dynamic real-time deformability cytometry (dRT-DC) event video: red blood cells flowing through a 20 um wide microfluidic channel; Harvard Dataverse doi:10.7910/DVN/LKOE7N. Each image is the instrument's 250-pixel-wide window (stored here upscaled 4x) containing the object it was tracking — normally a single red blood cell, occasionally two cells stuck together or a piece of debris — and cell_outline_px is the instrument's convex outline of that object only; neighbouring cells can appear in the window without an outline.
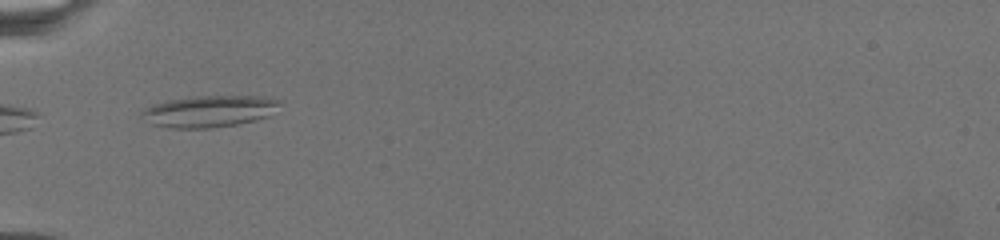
{"species": "common noctule bat (a hibernating species)", "species_latin": "Nyctalus noctula", "temperature_condition": "warm", "stored_images_in_passage": 2, "camera_frame_rate_fps": 3000, "um_per_image_px": 0.085, "animal": {"sex": "female", "body_mass_g": 19.5, "forearm_length_mm": 54.1}, "frame": {"image": 1, "passage_image": 1, "time_ms": 0.0, "image_size_px": [1000, 240], "cell_outline_px": [[284, 100], [268, 116], [236, 124], [212, 128], [168, 128], [152, 124], [140, 116], [140, 112], [144, 108], [152, 104], [168, 100], [192, 96], [264, 96]], "centroid_in_image_um": [17.75, 9.44], "position_along_channel_um": 67.2, "area_um2": 25.55}}